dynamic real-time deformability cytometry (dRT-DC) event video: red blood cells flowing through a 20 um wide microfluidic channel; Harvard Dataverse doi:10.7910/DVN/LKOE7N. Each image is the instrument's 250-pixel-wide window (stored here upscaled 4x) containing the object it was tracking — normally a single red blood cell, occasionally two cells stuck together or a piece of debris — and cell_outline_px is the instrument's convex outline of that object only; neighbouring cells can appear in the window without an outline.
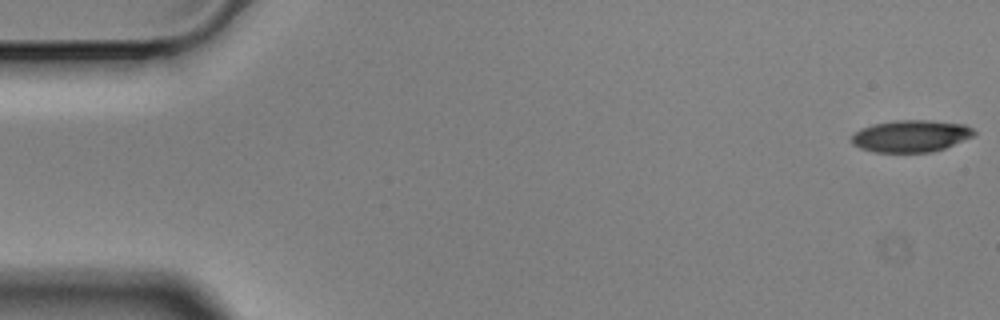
{"species": "Egyptian fruit bat (a non-hibernating species)", "species_latin": "Rousettus aegyptiacus", "temperature_condition": "cold", "stored_images_in_passage": 57, "camera_frame_rate_fps": 3000, "um_per_image_px": 0.085, "animal": {"sex": "male"}, "frame": {"image": 1, "passage_image": 1, "time_ms": 0.0, "image_size_px": [1000, 320], "cell_outline_px": [[976, 132], [972, 136], [944, 148], [932, 152], [872, 152], [860, 148], [852, 144], [852, 136], [860, 128], [872, 124], [896, 120], [932, 120], [964, 124], [972, 128]], "centroid_in_image_um": [77.4, 11.56], "position_along_channel_um": 7.6, "area_um2": 22.77}}
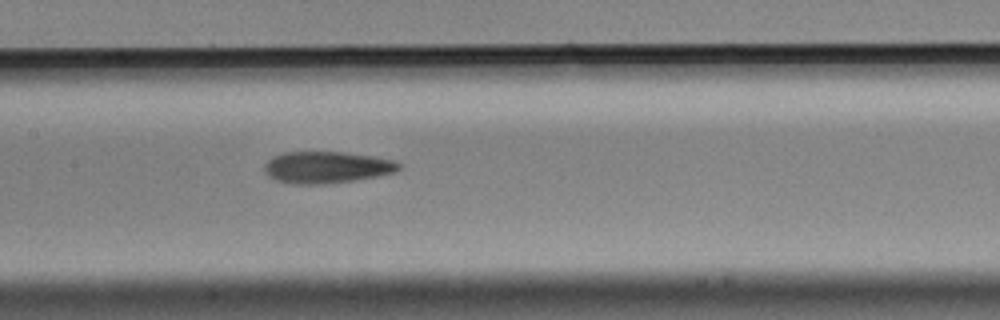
{"frame": {"image": 2, "passage_image": 27, "time_ms": 8.667, "image_size_px": [1000, 320], "cell_outline_px": [[400, 168], [396, 172], [376, 176], [352, 180], [324, 184], [296, 184], [276, 180], [268, 176], [264, 172], [264, 164], [272, 156], [284, 152], [340, 152], [372, 156], [392, 160], [400, 164]], "centroid_in_image_um": [27.72, 14.22], "position_along_channel_um": 179.7, "area_um2": 24.68}}
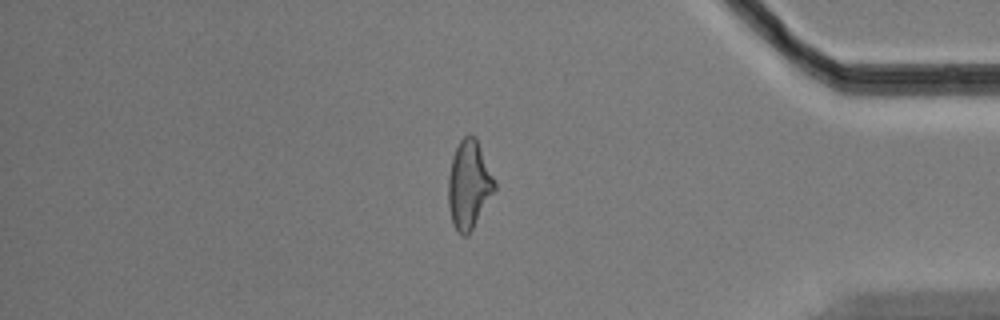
{"frame": {"image": 3, "passage_image": 48, "time_ms": 15.667, "image_size_px": [1000, 320], "cell_outline_px": [[496, 188], [468, 236], [460, 236], [456, 232], [452, 224], [448, 204], [448, 176], [452, 156], [460, 140], [468, 132], [472, 132], [476, 136], [496, 184]], "centroid_in_image_um": [39.83, 15.69], "position_along_channel_um": 395.4, "area_um2": 24.04}, "authors_computed_cell_mechanics": {"area_um2": 24.3916, "velocity_mm_per_s": 3.519, "shape_relaxation_time_tau1_ms": 5.9504, "shape_relaxation_time_tau2_ms": 3.6269, "deformation_change_tau1": 0.1846, "deformation_change_tau2": 0.1298}}